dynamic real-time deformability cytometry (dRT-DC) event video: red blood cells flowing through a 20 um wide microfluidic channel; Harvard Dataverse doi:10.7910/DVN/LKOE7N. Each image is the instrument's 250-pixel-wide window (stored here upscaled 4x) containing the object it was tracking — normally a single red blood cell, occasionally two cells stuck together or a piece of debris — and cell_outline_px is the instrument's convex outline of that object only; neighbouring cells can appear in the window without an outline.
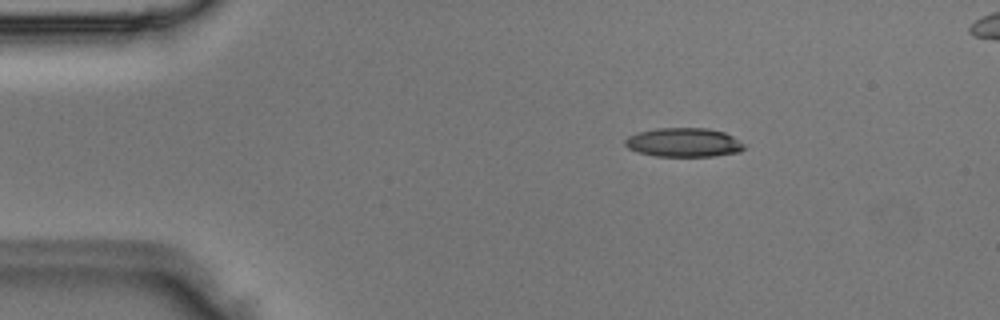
{"species": "Egyptian fruit bat (a non-hibernating species)", "species_latin": "Rousettus aegyptiacus", "temperature_condition": "room temperature", "stored_images_in_passage": 7, "camera_frame_rate_fps": 3000, "um_per_image_px": 0.085, "animal": {"sex": "male"}, "frame": {"image": 1, "passage_image": 2, "time_ms": 0.333, "image_size_px": [1000, 320], "cell_outline_px": [[744, 148], [740, 152], [716, 156], [656, 156], [636, 152], [628, 148], [624, 144], [624, 140], [628, 136], [636, 132], [656, 128], [708, 128], [724, 132], [732, 136], [744, 144]], "centroid_in_image_um": [58.08, 12.11], "position_along_channel_um": 26.9, "area_um2": 20.29}}
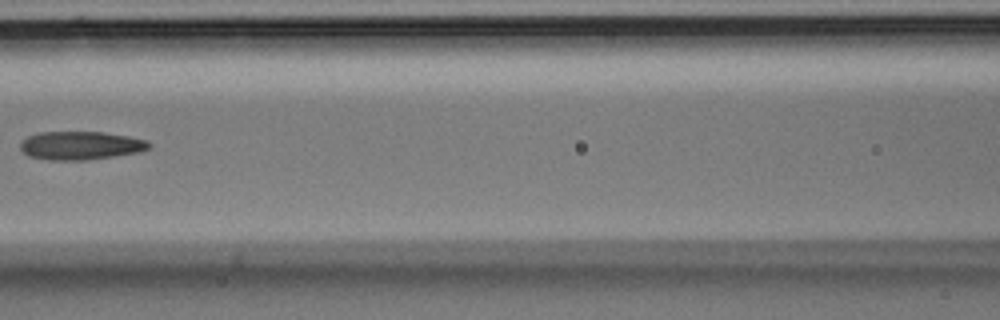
{"frame": {"image": 2, "passage_image": 6, "time_ms": 1.667, "image_size_px": [1000, 320], "cell_outline_px": [[152, 144], [148, 148], [140, 152], [116, 156], [84, 160], [48, 160], [28, 156], [20, 148], [20, 144], [28, 136], [40, 132], [104, 132], [128, 136], [148, 140]], "centroid_in_image_um": [6.88, 12.37], "position_along_channel_um": 159.7, "area_um2": 21.33}}
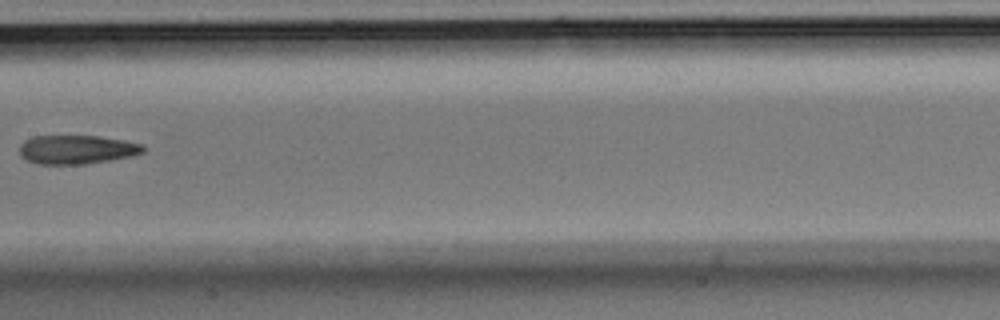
{"frame": {"image": 3, "passage_image": 7, "time_ms": 2.0, "image_size_px": [1000, 320], "cell_outline_px": [[144, 152], [132, 156], [84, 164], [36, 164], [20, 156], [20, 144], [24, 140], [32, 136], [100, 136], [124, 140], [144, 144]], "centroid_in_image_um": [6.52, 12.7], "position_along_channel_um": 200.9, "area_um2": 20.87}}